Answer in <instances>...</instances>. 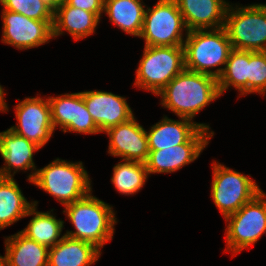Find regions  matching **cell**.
Instances as JSON below:
<instances>
[{"instance_id":"obj_3","label":"cell","mask_w":266,"mask_h":266,"mask_svg":"<svg viewBox=\"0 0 266 266\" xmlns=\"http://www.w3.org/2000/svg\"><path fill=\"white\" fill-rule=\"evenodd\" d=\"M183 48L185 69L208 74L217 79L233 50L224 27L189 31ZM216 67L218 68L213 70Z\"/></svg>"},{"instance_id":"obj_31","label":"cell","mask_w":266,"mask_h":266,"mask_svg":"<svg viewBox=\"0 0 266 266\" xmlns=\"http://www.w3.org/2000/svg\"><path fill=\"white\" fill-rule=\"evenodd\" d=\"M6 93L4 92V88L2 87V85H0V112H7L9 110L8 104L6 103L5 100V95Z\"/></svg>"},{"instance_id":"obj_21","label":"cell","mask_w":266,"mask_h":266,"mask_svg":"<svg viewBox=\"0 0 266 266\" xmlns=\"http://www.w3.org/2000/svg\"><path fill=\"white\" fill-rule=\"evenodd\" d=\"M145 11L143 0H104L103 13L110 22L135 37H140Z\"/></svg>"},{"instance_id":"obj_19","label":"cell","mask_w":266,"mask_h":266,"mask_svg":"<svg viewBox=\"0 0 266 266\" xmlns=\"http://www.w3.org/2000/svg\"><path fill=\"white\" fill-rule=\"evenodd\" d=\"M101 250L92 243L64 235L48 251V266H90L100 258Z\"/></svg>"},{"instance_id":"obj_9","label":"cell","mask_w":266,"mask_h":266,"mask_svg":"<svg viewBox=\"0 0 266 266\" xmlns=\"http://www.w3.org/2000/svg\"><path fill=\"white\" fill-rule=\"evenodd\" d=\"M188 32L177 2L158 0L153 8L147 7L139 38L144 39L145 46H180Z\"/></svg>"},{"instance_id":"obj_23","label":"cell","mask_w":266,"mask_h":266,"mask_svg":"<svg viewBox=\"0 0 266 266\" xmlns=\"http://www.w3.org/2000/svg\"><path fill=\"white\" fill-rule=\"evenodd\" d=\"M33 205L13 177H0V230L27 217Z\"/></svg>"},{"instance_id":"obj_13","label":"cell","mask_w":266,"mask_h":266,"mask_svg":"<svg viewBox=\"0 0 266 266\" xmlns=\"http://www.w3.org/2000/svg\"><path fill=\"white\" fill-rule=\"evenodd\" d=\"M104 133L110 139L109 154L114 157H121L125 161L146 162L150 152L148 138L146 130L135 117L109 128Z\"/></svg>"},{"instance_id":"obj_11","label":"cell","mask_w":266,"mask_h":266,"mask_svg":"<svg viewBox=\"0 0 266 266\" xmlns=\"http://www.w3.org/2000/svg\"><path fill=\"white\" fill-rule=\"evenodd\" d=\"M2 43L18 50H27L49 43L53 39V22L40 21L23 14L2 9Z\"/></svg>"},{"instance_id":"obj_18","label":"cell","mask_w":266,"mask_h":266,"mask_svg":"<svg viewBox=\"0 0 266 266\" xmlns=\"http://www.w3.org/2000/svg\"><path fill=\"white\" fill-rule=\"evenodd\" d=\"M98 23L100 18L95 13L70 6L65 1L54 8L53 38L66 31L78 41L94 34Z\"/></svg>"},{"instance_id":"obj_32","label":"cell","mask_w":266,"mask_h":266,"mask_svg":"<svg viewBox=\"0 0 266 266\" xmlns=\"http://www.w3.org/2000/svg\"><path fill=\"white\" fill-rule=\"evenodd\" d=\"M54 8L61 4L64 3L66 0H47Z\"/></svg>"},{"instance_id":"obj_28","label":"cell","mask_w":266,"mask_h":266,"mask_svg":"<svg viewBox=\"0 0 266 266\" xmlns=\"http://www.w3.org/2000/svg\"><path fill=\"white\" fill-rule=\"evenodd\" d=\"M266 94V51H249L248 94Z\"/></svg>"},{"instance_id":"obj_29","label":"cell","mask_w":266,"mask_h":266,"mask_svg":"<svg viewBox=\"0 0 266 266\" xmlns=\"http://www.w3.org/2000/svg\"><path fill=\"white\" fill-rule=\"evenodd\" d=\"M66 132H75L82 134H97L100 130L96 123L94 122L92 116L84 102L82 92L75 93V113L74 121H71L63 130Z\"/></svg>"},{"instance_id":"obj_22","label":"cell","mask_w":266,"mask_h":266,"mask_svg":"<svg viewBox=\"0 0 266 266\" xmlns=\"http://www.w3.org/2000/svg\"><path fill=\"white\" fill-rule=\"evenodd\" d=\"M33 203L34 205L26 215H33V217L30 219L29 224L20 232L27 238L47 248L53 247L64 237V234H61L64 228V221L56 219L55 214L51 213L53 209L47 212L37 211L38 201H33Z\"/></svg>"},{"instance_id":"obj_33","label":"cell","mask_w":266,"mask_h":266,"mask_svg":"<svg viewBox=\"0 0 266 266\" xmlns=\"http://www.w3.org/2000/svg\"><path fill=\"white\" fill-rule=\"evenodd\" d=\"M0 266H7V260H6V256H1L0 255Z\"/></svg>"},{"instance_id":"obj_6","label":"cell","mask_w":266,"mask_h":266,"mask_svg":"<svg viewBox=\"0 0 266 266\" xmlns=\"http://www.w3.org/2000/svg\"><path fill=\"white\" fill-rule=\"evenodd\" d=\"M233 6L228 5L224 23L233 49L266 51V4Z\"/></svg>"},{"instance_id":"obj_8","label":"cell","mask_w":266,"mask_h":266,"mask_svg":"<svg viewBox=\"0 0 266 266\" xmlns=\"http://www.w3.org/2000/svg\"><path fill=\"white\" fill-rule=\"evenodd\" d=\"M211 197L224 219L237 212L262 190L249 175L213 161Z\"/></svg>"},{"instance_id":"obj_20","label":"cell","mask_w":266,"mask_h":266,"mask_svg":"<svg viewBox=\"0 0 266 266\" xmlns=\"http://www.w3.org/2000/svg\"><path fill=\"white\" fill-rule=\"evenodd\" d=\"M7 266H48L49 248L27 238L20 231L5 237Z\"/></svg>"},{"instance_id":"obj_1","label":"cell","mask_w":266,"mask_h":266,"mask_svg":"<svg viewBox=\"0 0 266 266\" xmlns=\"http://www.w3.org/2000/svg\"><path fill=\"white\" fill-rule=\"evenodd\" d=\"M161 105L177 117L193 121L198 112L220 98L217 78L184 69L158 94Z\"/></svg>"},{"instance_id":"obj_10","label":"cell","mask_w":266,"mask_h":266,"mask_svg":"<svg viewBox=\"0 0 266 266\" xmlns=\"http://www.w3.org/2000/svg\"><path fill=\"white\" fill-rule=\"evenodd\" d=\"M17 124L9 129L20 136L44 147L53 136L54 128L48 97H27L14 107Z\"/></svg>"},{"instance_id":"obj_24","label":"cell","mask_w":266,"mask_h":266,"mask_svg":"<svg viewBox=\"0 0 266 266\" xmlns=\"http://www.w3.org/2000/svg\"><path fill=\"white\" fill-rule=\"evenodd\" d=\"M249 51L235 50L230 52L222 74L217 79L220 95L229 87L238 90L240 96L248 95Z\"/></svg>"},{"instance_id":"obj_27","label":"cell","mask_w":266,"mask_h":266,"mask_svg":"<svg viewBox=\"0 0 266 266\" xmlns=\"http://www.w3.org/2000/svg\"><path fill=\"white\" fill-rule=\"evenodd\" d=\"M51 113V122L54 130L57 126L63 130L71 121H74L75 93H66L48 97Z\"/></svg>"},{"instance_id":"obj_16","label":"cell","mask_w":266,"mask_h":266,"mask_svg":"<svg viewBox=\"0 0 266 266\" xmlns=\"http://www.w3.org/2000/svg\"><path fill=\"white\" fill-rule=\"evenodd\" d=\"M188 31L224 27L230 2L226 0H175Z\"/></svg>"},{"instance_id":"obj_30","label":"cell","mask_w":266,"mask_h":266,"mask_svg":"<svg viewBox=\"0 0 266 266\" xmlns=\"http://www.w3.org/2000/svg\"><path fill=\"white\" fill-rule=\"evenodd\" d=\"M73 7L95 13L100 19L104 11V0H66Z\"/></svg>"},{"instance_id":"obj_14","label":"cell","mask_w":266,"mask_h":266,"mask_svg":"<svg viewBox=\"0 0 266 266\" xmlns=\"http://www.w3.org/2000/svg\"><path fill=\"white\" fill-rule=\"evenodd\" d=\"M82 96L100 133L134 117L126 97L101 90L83 91Z\"/></svg>"},{"instance_id":"obj_7","label":"cell","mask_w":266,"mask_h":266,"mask_svg":"<svg viewBox=\"0 0 266 266\" xmlns=\"http://www.w3.org/2000/svg\"><path fill=\"white\" fill-rule=\"evenodd\" d=\"M226 249L232 257L250 249L266 234V194L262 190L237 212L225 218Z\"/></svg>"},{"instance_id":"obj_4","label":"cell","mask_w":266,"mask_h":266,"mask_svg":"<svg viewBox=\"0 0 266 266\" xmlns=\"http://www.w3.org/2000/svg\"><path fill=\"white\" fill-rule=\"evenodd\" d=\"M82 161L55 159L37 169L32 184L53 196L64 207L81 200L91 191V180Z\"/></svg>"},{"instance_id":"obj_12","label":"cell","mask_w":266,"mask_h":266,"mask_svg":"<svg viewBox=\"0 0 266 266\" xmlns=\"http://www.w3.org/2000/svg\"><path fill=\"white\" fill-rule=\"evenodd\" d=\"M214 132L200 128L186 143L161 150H149L145 162L148 176L155 173H172L194 162L210 143Z\"/></svg>"},{"instance_id":"obj_26","label":"cell","mask_w":266,"mask_h":266,"mask_svg":"<svg viewBox=\"0 0 266 266\" xmlns=\"http://www.w3.org/2000/svg\"><path fill=\"white\" fill-rule=\"evenodd\" d=\"M3 9L40 21H54V7L47 0H0Z\"/></svg>"},{"instance_id":"obj_15","label":"cell","mask_w":266,"mask_h":266,"mask_svg":"<svg viewBox=\"0 0 266 266\" xmlns=\"http://www.w3.org/2000/svg\"><path fill=\"white\" fill-rule=\"evenodd\" d=\"M40 149L38 145L10 129L0 132V155L5 161L0 168V177H14L20 170H31L27 180L32 183L37 171L33 154Z\"/></svg>"},{"instance_id":"obj_25","label":"cell","mask_w":266,"mask_h":266,"mask_svg":"<svg viewBox=\"0 0 266 266\" xmlns=\"http://www.w3.org/2000/svg\"><path fill=\"white\" fill-rule=\"evenodd\" d=\"M121 161L113 167L111 182L117 192L122 195L136 194L144 187L145 182H147L148 172L145 163Z\"/></svg>"},{"instance_id":"obj_2","label":"cell","mask_w":266,"mask_h":266,"mask_svg":"<svg viewBox=\"0 0 266 266\" xmlns=\"http://www.w3.org/2000/svg\"><path fill=\"white\" fill-rule=\"evenodd\" d=\"M63 213L75 228L64 235L92 243L101 251L105 243L113 239L117 223L113 206L93 196L92 191L81 200L66 205Z\"/></svg>"},{"instance_id":"obj_17","label":"cell","mask_w":266,"mask_h":266,"mask_svg":"<svg viewBox=\"0 0 266 266\" xmlns=\"http://www.w3.org/2000/svg\"><path fill=\"white\" fill-rule=\"evenodd\" d=\"M169 119L167 116L146 131L149 150H161L186 143L200 128L210 131L206 123H196L187 118Z\"/></svg>"},{"instance_id":"obj_5","label":"cell","mask_w":266,"mask_h":266,"mask_svg":"<svg viewBox=\"0 0 266 266\" xmlns=\"http://www.w3.org/2000/svg\"><path fill=\"white\" fill-rule=\"evenodd\" d=\"M185 69L183 45L144 46L134 86L157 95Z\"/></svg>"}]
</instances>
